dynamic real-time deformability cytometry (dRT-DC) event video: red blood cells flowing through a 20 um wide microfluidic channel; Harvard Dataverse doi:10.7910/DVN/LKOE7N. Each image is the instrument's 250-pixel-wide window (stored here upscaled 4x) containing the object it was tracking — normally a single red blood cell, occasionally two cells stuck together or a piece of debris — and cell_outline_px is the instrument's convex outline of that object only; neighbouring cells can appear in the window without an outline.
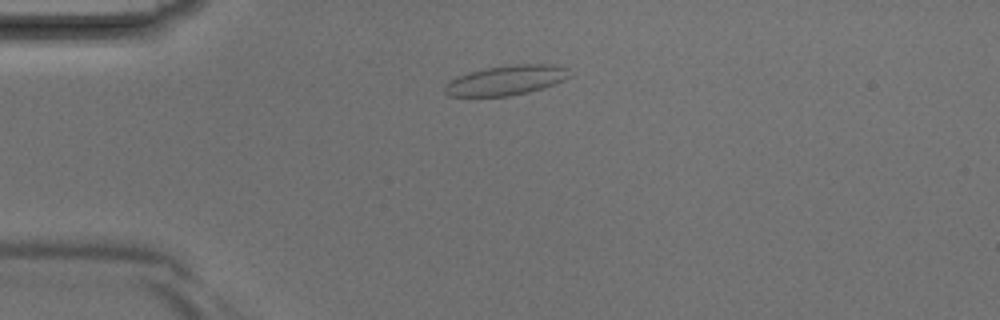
{"species": "Egyptian fruit bat (a non-hibernating species)", "species_latin": "Rousettus aegyptiacus", "temperature_condition": "room temperature", "stored_images_in_passage": 33, "camera_frame_rate_fps": 3000, "um_per_image_px": 0.085, "animal": {"sex": "male"}, "frame": {"image": 1, "passage_image": 2, "time_ms": 0.333, "image_size_px": [1000, 320], "cell_outline_px": [[568, 76], [564, 80], [528, 92], [508, 96], [448, 96], [444, 92], [444, 84], [448, 80], [456, 76], [484, 68], [512, 64], [552, 64], [568, 68]], "centroid_in_image_um": [42.95, 6.81], "position_along_channel_um": 42.1, "area_um2": 21.62}}
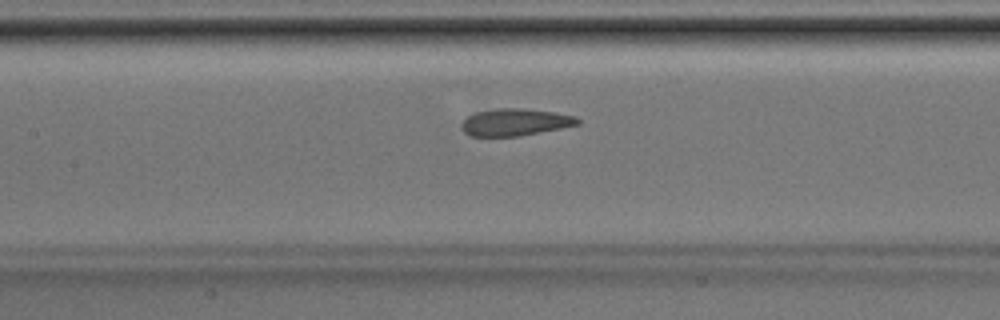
{"frame": {"image": 2, "passage_image": 11, "time_ms": 3.333, "image_size_px": [1000, 320], "cell_outline_px": [[580, 124], [520, 136], [468, 136], [460, 128], [460, 124], [468, 116], [476, 112], [496, 108], [520, 108], [556, 112], [576, 116], [580, 120]], "centroid_in_image_um": [43.77, 10.38], "position_along_channel_um": 163.6, "area_um2": 18.44}}
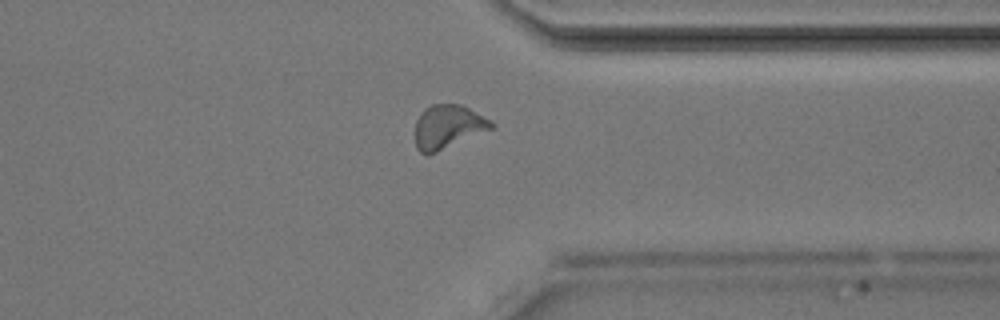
{"frame": {"image": 3, "passage_image": 24, "time_ms": 7.667, "image_size_px": [1000, 320], "cell_outline_px": [[496, 128], [436, 152], [420, 152], [416, 148], [416, 120], [424, 108], [432, 104], [460, 104], [492, 120], [496, 124]], "centroid_in_image_um": [38.13, 10.75], "position_along_channel_um": 373.3, "area_um2": 19.42}}